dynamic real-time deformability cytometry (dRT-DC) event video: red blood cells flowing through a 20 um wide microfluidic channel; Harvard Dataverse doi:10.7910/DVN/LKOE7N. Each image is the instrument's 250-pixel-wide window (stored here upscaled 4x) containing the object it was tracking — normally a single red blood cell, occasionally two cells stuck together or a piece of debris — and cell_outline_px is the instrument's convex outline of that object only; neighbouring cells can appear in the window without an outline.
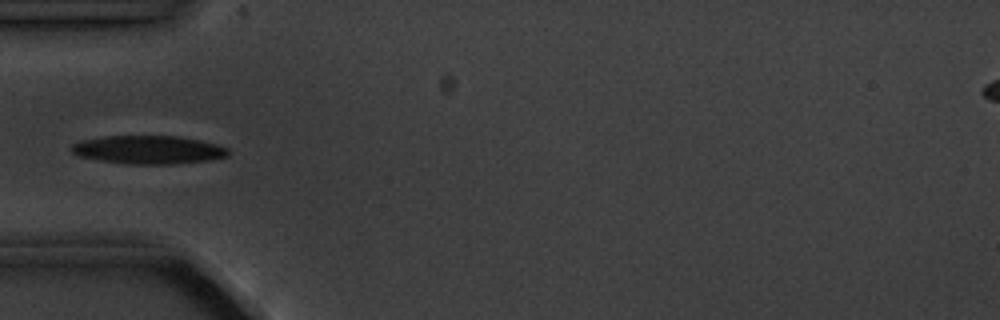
{"species": "common noctule bat (a hibernating species)", "species_latin": "Nyctalus noctula", "temperature_condition": "cold", "stored_images_in_passage": 8, "camera_frame_rate_fps": 3000, "um_per_image_px": 0.085, "animal": {"sex": "male", "body_mass_g": 20.1, "forearm_length_mm": 53.5}, "frame": {"image": 1, "passage_image": 5, "time_ms": 4.667, "image_size_px": [1000, 320], "cell_outline_px": [[228, 156], [208, 160], [172, 164], [128, 164], [100, 160], [80, 156], [72, 152], [68, 148], [72, 144], [80, 140], [104, 136], [176, 136], [200, 140], [216, 144], [228, 148]], "centroid_in_image_um": [12.58, 12.72], "position_along_channel_um": 72.4, "area_um2": 25.84}}
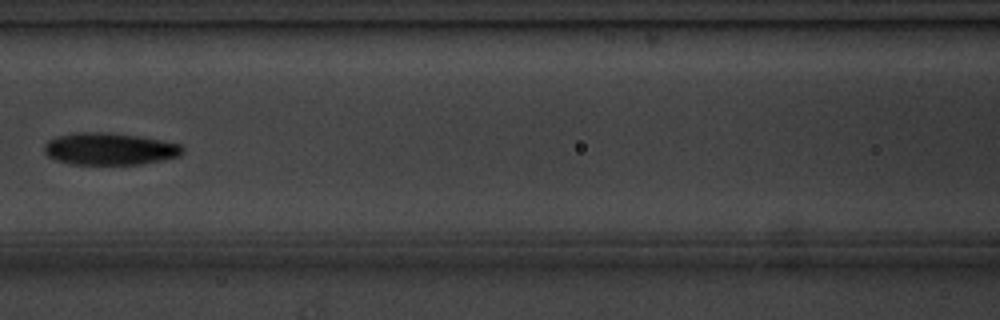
{"frame": {"image": 2, "passage_image": 7, "time_ms": 7.0, "image_size_px": [1000, 320], "cell_outline_px": [[184, 152], [180, 156], [140, 164], [72, 164], [56, 160], [48, 156], [44, 152], [44, 144], [48, 140], [56, 136], [72, 132], [112, 132], [140, 136], [180, 144], [184, 148]], "centroid_in_image_um": [9.29, 12.64], "position_along_channel_um": 157.3, "area_um2": 26.07}}